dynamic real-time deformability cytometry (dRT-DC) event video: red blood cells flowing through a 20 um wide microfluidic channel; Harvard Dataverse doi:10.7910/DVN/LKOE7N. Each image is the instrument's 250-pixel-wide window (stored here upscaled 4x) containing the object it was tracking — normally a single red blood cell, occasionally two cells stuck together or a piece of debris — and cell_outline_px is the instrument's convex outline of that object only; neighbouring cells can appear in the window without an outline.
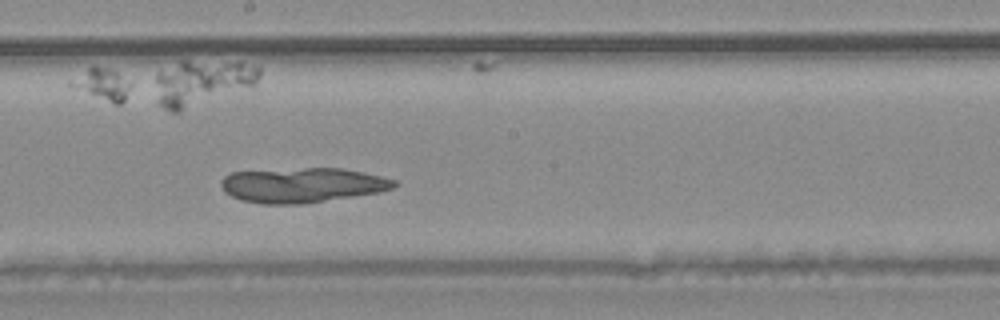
{"species": "common noctule bat (a hibernating species)", "species_latin": "Nyctalus noctula", "temperature_condition": "warm", "stored_images_in_passage": 41, "camera_frame_rate_fps": 3000, "um_per_image_px": 0.085, "animal": {"sex": "male", "body_mass_g": 20.4}, "frame": {"image": 1, "passage_image": 18, "time_ms": 5.667, "image_size_px": [1000, 320], "cell_outline_px": [[400, 184], [392, 188], [380, 192], [300, 204], [264, 204], [240, 200], [224, 192], [220, 184], [220, 180], [224, 176], [232, 172], [304, 168], [340, 168], [364, 172], [396, 180]], "centroid_in_image_um": [25.69, 15.73], "position_along_channel_um": 222.5, "area_um2": 35.08}}